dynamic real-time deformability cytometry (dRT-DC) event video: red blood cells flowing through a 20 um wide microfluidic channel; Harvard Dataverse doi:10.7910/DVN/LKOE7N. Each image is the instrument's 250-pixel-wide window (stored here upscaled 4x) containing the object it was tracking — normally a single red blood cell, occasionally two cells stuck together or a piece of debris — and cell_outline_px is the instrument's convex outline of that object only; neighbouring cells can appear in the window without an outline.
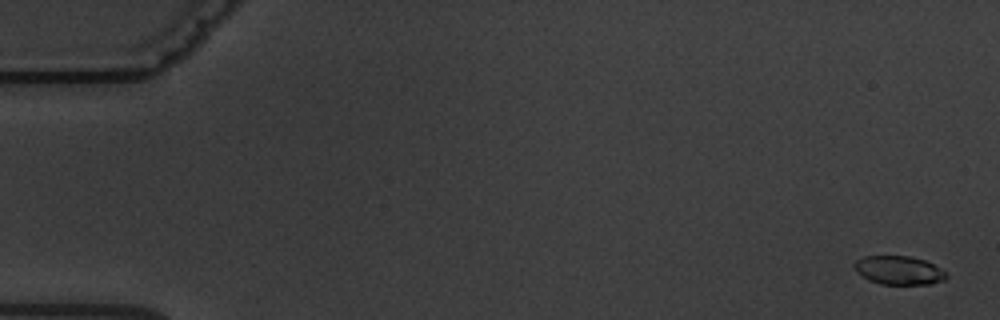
{"species": "common noctule bat (a hibernating species)", "species_latin": "Nyctalus noctula", "temperature_condition": "warm", "stored_images_in_passage": 9, "camera_frame_rate_fps": 3000, "um_per_image_px": 0.085, "animal": {"sex": "male", "body_mass_g": 19.5, "forearm_length_mm": 54.6}, "frame": {"image": 1, "passage_image": 1, "time_ms": 0.0, "image_size_px": [1000, 320], "cell_outline_px": [[948, 276], [944, 280], [932, 284], [880, 284], [868, 280], [856, 272], [852, 264], [856, 260], [864, 256], [908, 256], [924, 260], [948, 272]], "centroid_in_image_um": [76.39, 22.98], "position_along_channel_um": 8.6, "area_um2": 15.49}}
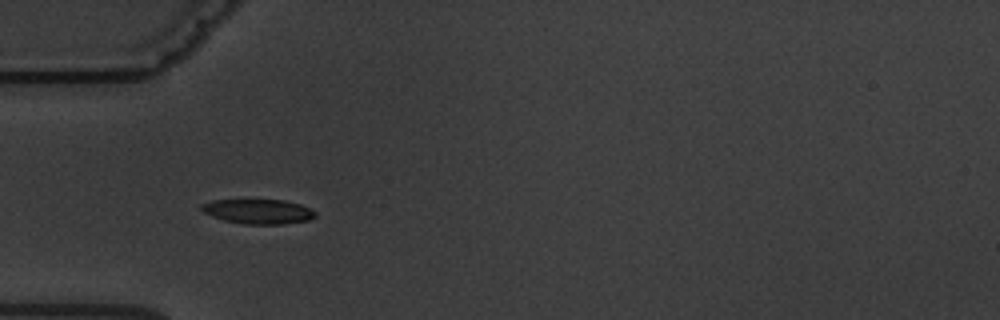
{"frame": {"image": 2, "passage_image": 6, "time_ms": 5.667, "image_size_px": [1000, 320], "cell_outline_px": [[316, 216], [308, 220], [280, 224], [244, 224], [224, 220], [212, 216], [204, 212], [200, 208], [200, 204], [212, 200], [244, 196], [284, 200], [300, 204], [316, 212]], "centroid_in_image_um": [21.87, 17.9], "position_along_channel_um": 63.1, "area_um2": 17.28}}
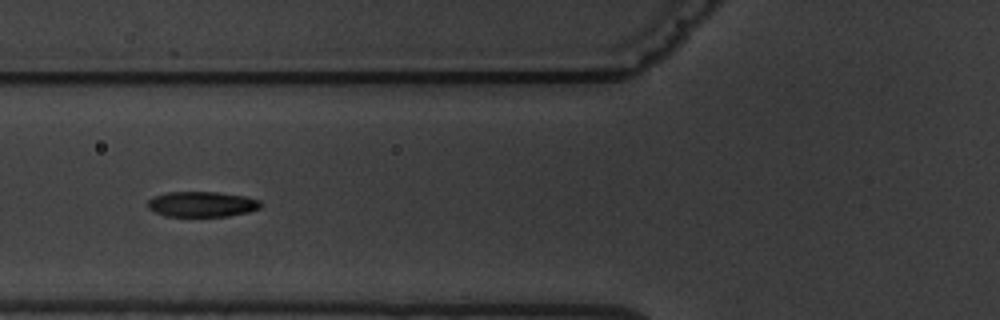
{"frame": {"image": 3, "passage_image": 7, "time_ms": 7.0, "image_size_px": [1000, 320], "cell_outline_px": [[264, 204], [260, 208], [248, 212], [228, 216], [164, 216], [148, 208], [148, 200], [152, 196], [168, 192], [220, 192], [244, 196], [260, 200]], "centroid_in_image_um": [17.18, 17.35], "position_along_channel_um": 108.6, "area_um2": 16.82}}